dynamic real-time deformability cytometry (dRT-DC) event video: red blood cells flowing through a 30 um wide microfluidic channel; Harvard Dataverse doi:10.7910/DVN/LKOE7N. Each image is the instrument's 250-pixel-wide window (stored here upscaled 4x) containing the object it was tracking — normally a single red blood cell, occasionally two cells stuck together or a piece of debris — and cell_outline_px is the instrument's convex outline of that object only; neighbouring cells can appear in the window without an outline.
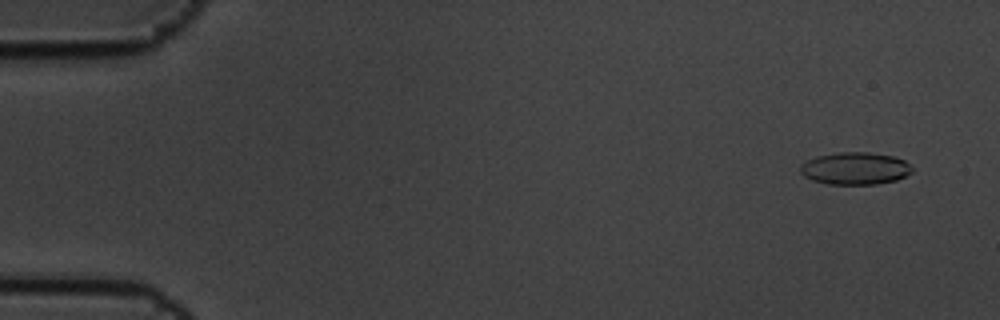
{"species": "common noctule bat (a hibernating species)", "species_latin": "Nyctalus noctula", "temperature_condition": "cold", "stored_images_in_passage": 6, "segment_of_instrument_passage": [2, 2], "camera_frame_rate_fps": 3000, "um_per_image_px": 0.085, "animal": {"sex": "male", "body_mass_g": 19.5, "forearm_length_mm": 54.6}, "frame": {"image": 1, "passage_image": 6, "time_ms": 1.667, "image_size_px": [1000, 320], "cell_outline_px": [[912, 172], [896, 180], [876, 184], [828, 184], [812, 180], [804, 176], [800, 172], [800, 164], [816, 156], [840, 152], [868, 152], [892, 156], [904, 160], [912, 168]], "centroid_in_image_um": [72.66, 14.31], "position_along_channel_um": 12.3, "area_um2": 20.98}}